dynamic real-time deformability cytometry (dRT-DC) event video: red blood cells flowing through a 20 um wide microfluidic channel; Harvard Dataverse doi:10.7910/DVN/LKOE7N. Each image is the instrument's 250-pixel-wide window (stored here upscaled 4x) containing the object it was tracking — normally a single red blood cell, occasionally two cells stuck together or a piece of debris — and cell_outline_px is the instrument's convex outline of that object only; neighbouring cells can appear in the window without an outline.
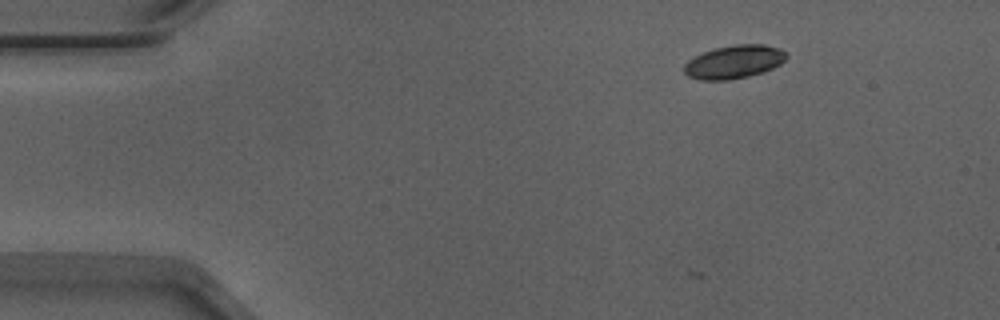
{"species": "Egyptian fruit bat (a non-hibernating species)", "species_latin": "Rousettus aegyptiacus", "temperature_condition": "warm", "stored_images_in_passage": 47, "camera_frame_rate_fps": 3000, "um_per_image_px": 0.085, "animal": {"sex": "male"}, "frame": {"image": 1, "passage_image": 1, "time_ms": 0.0, "image_size_px": [1000, 320], "cell_outline_px": [[788, 56], [780, 64], [764, 72], [748, 76], [728, 80], [700, 80], [688, 76], [684, 72], [684, 64], [688, 60], [712, 48], [736, 44], [764, 44], [780, 48]], "centroid_in_image_um": [62.39, 5.25], "position_along_channel_um": 22.6, "area_um2": 19.88}}
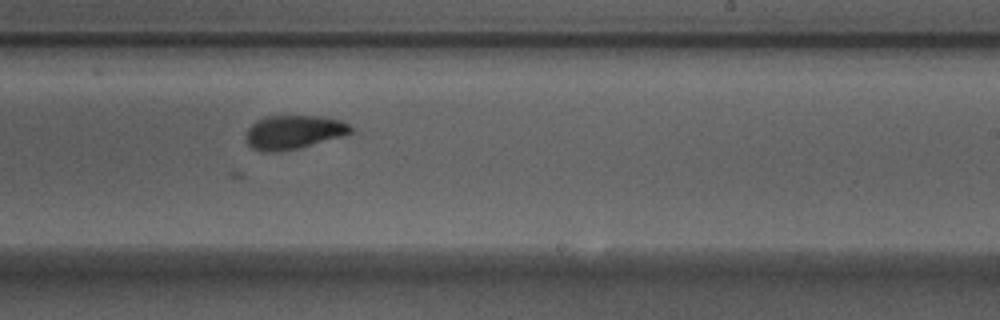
{"frame": {"image": 2, "passage_image": 26, "time_ms": 8.333, "image_size_px": [1000, 320], "cell_outline_px": [[356, 132], [344, 136], [280, 152], [260, 152], [252, 148], [244, 140], [244, 136], [248, 128], [256, 120], [268, 116], [320, 116], [340, 120], [348, 124]], "centroid_in_image_um": [24.93, 11.24], "position_along_channel_um": 264.1, "area_um2": 20.87}}
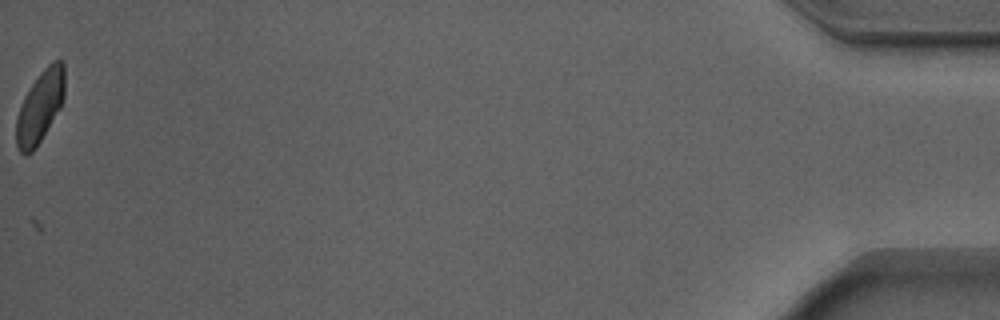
{"frame": {"image": 3, "passage_image": 47, "time_ms": 15.333, "image_size_px": [1000, 320], "cell_outline_px": [[64, 96], [60, 108], [36, 148], [32, 152], [20, 152], [16, 148], [16, 116], [20, 104], [24, 96], [32, 84], [44, 68], [52, 60], [60, 60], [64, 64]], "centroid_in_image_um": [3.39, 9.06], "position_along_channel_um": 431.8, "area_um2": 20.17}}